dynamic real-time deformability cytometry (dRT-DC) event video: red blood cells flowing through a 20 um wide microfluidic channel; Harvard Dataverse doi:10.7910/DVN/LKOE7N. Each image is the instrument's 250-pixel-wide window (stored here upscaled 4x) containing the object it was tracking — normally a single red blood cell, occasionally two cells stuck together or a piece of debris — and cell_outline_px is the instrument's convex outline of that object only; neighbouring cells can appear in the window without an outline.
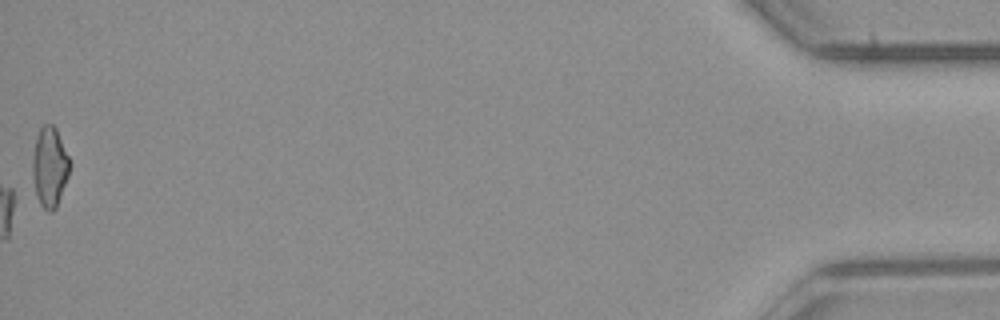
{"species": "common noctule bat (a hibernating species)", "species_latin": "Nyctalus noctula", "temperature_condition": "room temperature", "stored_images_in_passage": 50, "camera_frame_rate_fps": 3000, "um_per_image_px": 0.085, "animal": {"sex": "male", "body_mass_g": 23.1, "forearm_length_mm": 52.7}, "frame": {"image": 1, "passage_image": 50, "time_ms": 16.333, "image_size_px": [1000, 320], "cell_outline_px": [[68, 176], [56, 208], [52, 212], [48, 212], [40, 204], [36, 196], [32, 176], [32, 160], [36, 136], [40, 128], [44, 124], [52, 124], [56, 128], [68, 156]], "centroid_in_image_um": [4.19, 14.2], "position_along_channel_um": 431.0, "area_um2": 17.17}}